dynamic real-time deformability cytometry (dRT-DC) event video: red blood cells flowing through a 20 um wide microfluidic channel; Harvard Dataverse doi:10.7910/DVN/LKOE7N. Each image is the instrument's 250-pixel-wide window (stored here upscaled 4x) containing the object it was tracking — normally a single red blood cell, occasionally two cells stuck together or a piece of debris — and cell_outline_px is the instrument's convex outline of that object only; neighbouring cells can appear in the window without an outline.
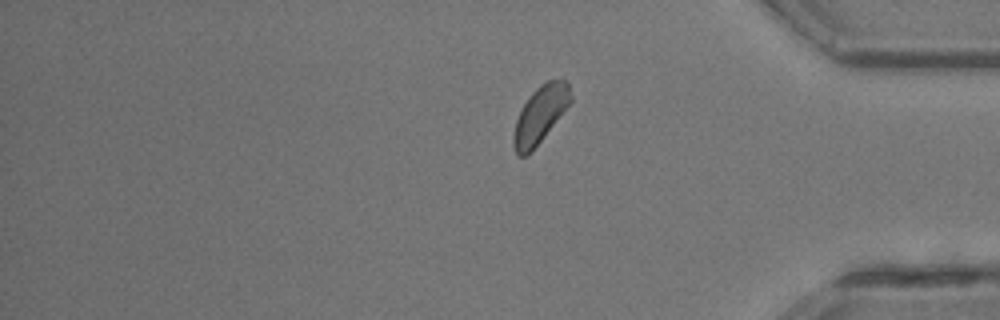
{"species": "common noctule bat (a hibernating species)", "species_latin": "Nyctalus noctula", "temperature_condition": "room temperature", "stored_images_in_passage": 19, "segment_of_instrument_passage": [2, 2], "camera_frame_rate_fps": 3000, "um_per_image_px": 0.085, "animal": {"sex": "male", "body_mass_g": 13.3}, "frame": {"image": 1, "passage_image": 19, "time_ms": 6.0, "image_size_px": [1000, 320], "cell_outline_px": [[572, 100], [532, 152], [524, 156], [516, 156], [512, 144], [512, 136], [516, 120], [528, 96], [540, 84], [548, 80], [564, 80], [568, 84], [572, 96]], "centroid_in_image_um": [45.88, 9.77], "position_along_channel_um": 389.3, "area_um2": 18.84}}